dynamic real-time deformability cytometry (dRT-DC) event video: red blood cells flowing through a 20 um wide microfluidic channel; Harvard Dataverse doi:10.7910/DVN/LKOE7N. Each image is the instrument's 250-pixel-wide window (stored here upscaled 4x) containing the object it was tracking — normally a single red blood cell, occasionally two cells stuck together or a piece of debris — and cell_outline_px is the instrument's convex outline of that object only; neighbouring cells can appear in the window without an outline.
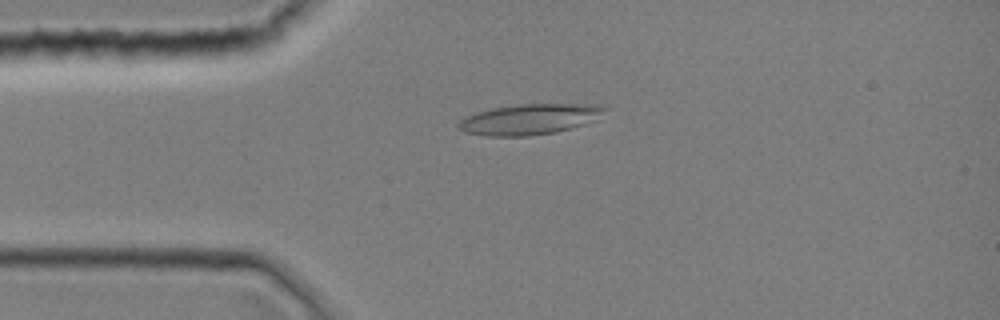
{"species": "common noctule bat (a hibernating species)", "species_latin": "Nyctalus noctula", "temperature_condition": "room temperature", "stored_images_in_passage": 1, "camera_frame_rate_fps": 3000, "um_per_image_px": 0.085, "animal": {"sex": "female", "body_mass_g": 19.0, "forearm_length_mm": 51.5}, "frame": {"image": 1, "passage_image": 1, "time_ms": 0.0, "image_size_px": [1000, 320], "cell_outline_px": [[608, 108], [584, 124], [556, 132], [528, 136], [488, 136], [464, 132], [460, 128], [460, 120], [476, 112], [492, 108], [516, 104], [600, 104]], "centroid_in_image_um": [44.99, 10.13], "position_along_channel_um": 40.0, "area_um2": 25.66}}